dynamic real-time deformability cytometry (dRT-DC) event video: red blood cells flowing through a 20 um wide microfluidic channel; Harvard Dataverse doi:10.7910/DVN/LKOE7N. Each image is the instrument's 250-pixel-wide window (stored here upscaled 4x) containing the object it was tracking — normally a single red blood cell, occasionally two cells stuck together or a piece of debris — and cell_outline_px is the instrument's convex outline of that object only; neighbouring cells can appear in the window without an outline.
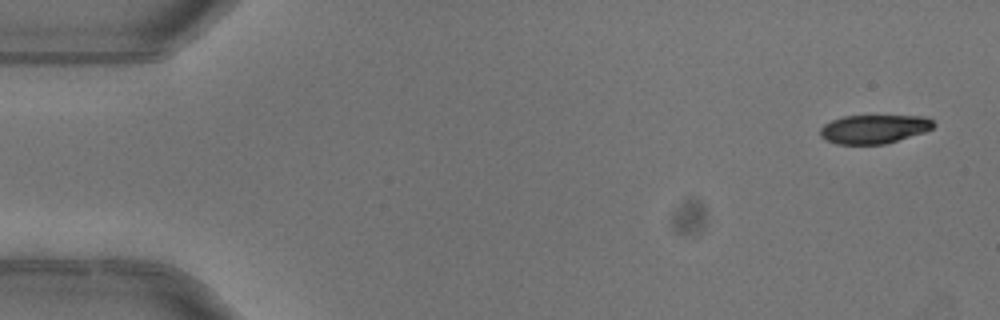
{"species": "common noctule bat (a hibernating species)", "species_latin": "Nyctalus noctula", "temperature_condition": "warm", "stored_images_in_passage": 7, "camera_frame_rate_fps": 3000, "um_per_image_px": 0.085, "animal": {"sex": "female"}, "frame": {"image": 1, "passage_image": 1, "time_ms": 0.0, "image_size_px": [1000, 320], "cell_outline_px": [[936, 124], [932, 128], [924, 132], [884, 144], [836, 144], [824, 140], [820, 136], [820, 128], [824, 124], [832, 120], [844, 116], [928, 116]], "centroid_in_image_um": [74.27, 10.97], "position_along_channel_um": 10.7, "area_um2": 19.02}}
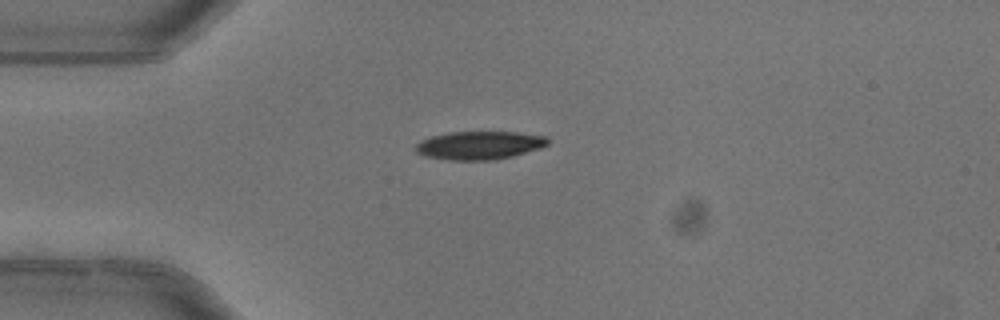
{"frame": {"image": 2, "passage_image": 4, "time_ms": 1.0, "image_size_px": [1000, 320], "cell_outline_px": [[548, 144], [540, 148], [512, 156], [492, 160], [452, 160], [424, 156], [416, 152], [416, 144], [420, 140], [432, 136], [452, 132], [516, 132], [548, 136]], "centroid_in_image_um": [40.75, 12.35], "position_along_channel_um": 44.2, "area_um2": 21.68}}
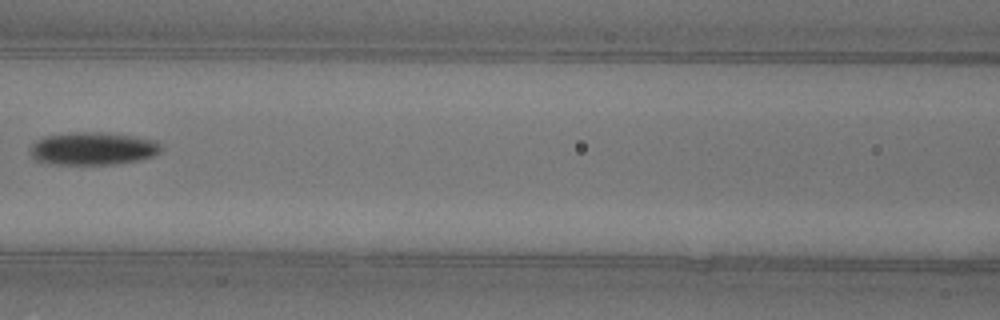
{"frame": {"image": 3, "passage_image": 7, "time_ms": 2.0, "image_size_px": [1000, 320], "cell_outline_px": [[160, 152], [152, 156], [140, 160], [116, 164], [52, 164], [36, 160], [32, 156], [32, 144], [36, 140], [44, 136], [72, 132], [104, 132], [132, 136], [156, 140], [160, 144]], "centroid_in_image_um": [7.9, 12.62], "position_along_channel_um": 158.7, "area_um2": 24.97}}